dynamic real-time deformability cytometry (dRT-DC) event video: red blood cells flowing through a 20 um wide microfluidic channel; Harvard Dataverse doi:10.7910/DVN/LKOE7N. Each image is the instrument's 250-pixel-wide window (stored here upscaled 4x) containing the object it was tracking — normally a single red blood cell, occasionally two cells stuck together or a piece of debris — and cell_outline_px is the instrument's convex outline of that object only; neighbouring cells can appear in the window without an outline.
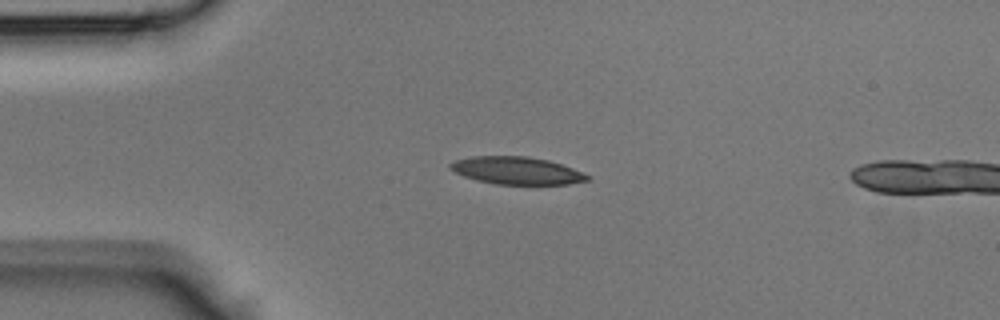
{"species": "Egyptian fruit bat (a non-hibernating species)", "species_latin": "Rousettus aegyptiacus", "temperature_condition": "room temperature", "stored_images_in_passage": 39, "camera_frame_rate_fps": 3000, "um_per_image_px": 0.085, "animal": {"sex": "male"}, "frame": {"image": 1, "passage_image": 5, "time_ms": 1.333, "image_size_px": [1000, 320], "cell_outline_px": [[588, 180], [568, 184], [496, 184], [476, 180], [464, 176], [448, 168], [448, 164], [456, 160], [472, 156], [528, 156], [548, 160], [584, 172], [588, 176]], "centroid_in_image_um": [43.89, 14.49], "position_along_channel_um": 41.1, "area_um2": 21.85}}
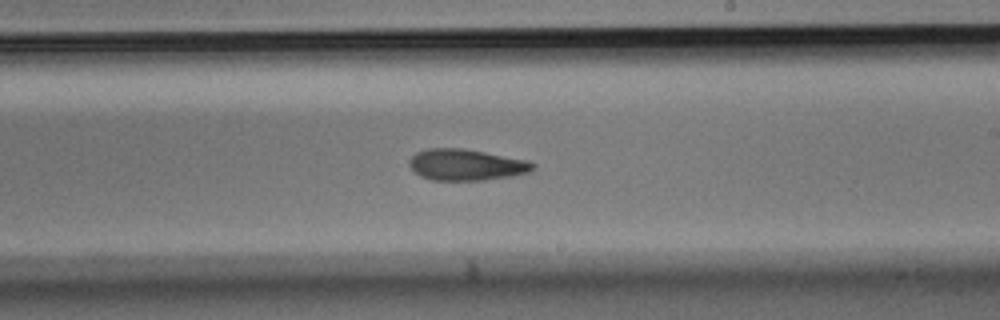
{"frame": {"image": 2, "passage_image": 20, "time_ms": 6.333, "image_size_px": [1000, 320], "cell_outline_px": [[536, 168], [528, 172], [512, 176], [484, 180], [432, 180], [416, 172], [408, 164], [408, 160], [416, 152], [428, 148], [464, 148], [528, 160], [536, 164]], "centroid_in_image_um": [39.65, 13.99], "position_along_channel_um": 249.3, "area_um2": 22.54}}
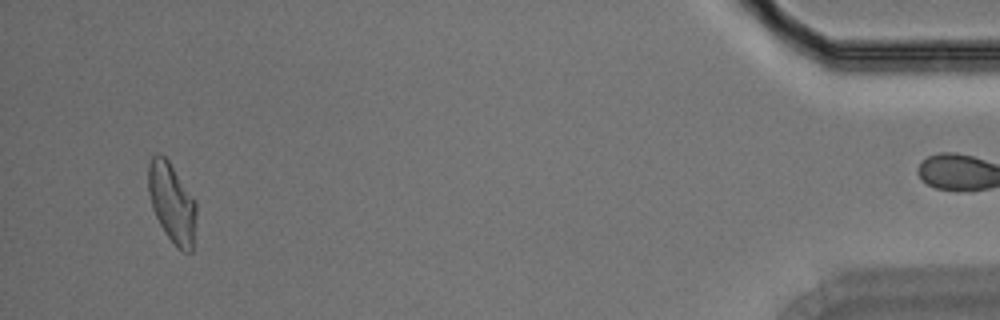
{"frame": {"image": 3, "passage_image": 36, "time_ms": 11.667, "image_size_px": [1000, 320], "cell_outline_px": [[196, 216], [192, 252], [184, 252], [176, 248], [164, 232], [152, 208], [148, 192], [148, 164], [152, 156], [156, 152], [164, 156], [168, 160], [196, 200]], "centroid_in_image_um": [14.61, 17.24], "position_along_channel_um": 420.6, "area_um2": 22.48}}